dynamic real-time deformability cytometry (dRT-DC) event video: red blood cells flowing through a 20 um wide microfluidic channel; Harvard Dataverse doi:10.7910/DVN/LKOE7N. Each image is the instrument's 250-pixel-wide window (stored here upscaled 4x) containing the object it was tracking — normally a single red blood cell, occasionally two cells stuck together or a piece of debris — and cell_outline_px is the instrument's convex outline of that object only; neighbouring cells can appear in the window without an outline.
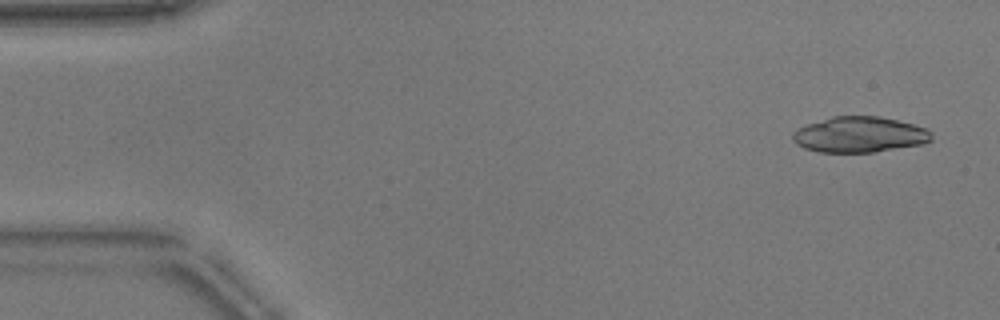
{"species": "common noctule bat (a hibernating species)", "species_latin": "Nyctalus noctula", "temperature_condition": "warm", "stored_images_in_passage": 52, "camera_frame_rate_fps": 3000, "um_per_image_px": 0.085, "animal": {"sex": "male", "body_mass_g": 17.9}, "frame": {"image": 1, "passage_image": 3, "time_ms": 0.667, "image_size_px": [1000, 320], "cell_outline_px": [[932, 140], [924, 144], [872, 152], [820, 152], [804, 148], [796, 144], [792, 140], [792, 132], [796, 128], [804, 124], [832, 116], [880, 116], [928, 128], [932, 132]], "centroid_in_image_um": [73.04, 11.43], "position_along_channel_um": 12.0, "area_um2": 29.19}, "authors_computed_cell_mechanics": {"area_um2": 29.5647, "velocity_mm_per_s": 3.8359, "shape_relaxation_time_tau1_ms": 1.3645, "shape_relaxation_time_tau2_ms": 1.7298, "deformation_change_tau1": 0.2645, "deformation_change_tau2": 0.1033}}